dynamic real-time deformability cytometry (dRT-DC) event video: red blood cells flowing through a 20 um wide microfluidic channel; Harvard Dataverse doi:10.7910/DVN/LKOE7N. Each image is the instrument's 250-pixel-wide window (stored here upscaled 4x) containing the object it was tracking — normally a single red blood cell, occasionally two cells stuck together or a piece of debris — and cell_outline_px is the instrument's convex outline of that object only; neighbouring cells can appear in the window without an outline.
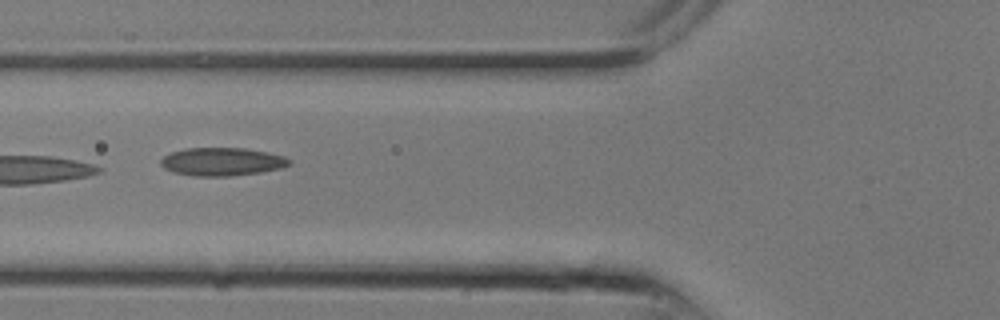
{"species": "common noctule bat (a hibernating species)", "species_latin": "Nyctalus noctula", "temperature_condition": "room temperature", "stored_images_in_passage": 20, "camera_frame_rate_fps": 3000, "um_per_image_px": 0.085, "animal": {"sex": "male", "body_mass_g": 13.3}, "frame": {"image": 1, "passage_image": 6, "time_ms": 1.667, "image_size_px": [1000, 320], "cell_outline_px": [[292, 164], [280, 168], [260, 172], [228, 176], [192, 176], [172, 172], [164, 168], [160, 164], [160, 160], [164, 156], [172, 152], [188, 148], [244, 148], [268, 152], [284, 156], [292, 160]], "centroid_in_image_um": [18.88, 13.74], "position_along_channel_um": 106.9, "area_um2": 21.1}}
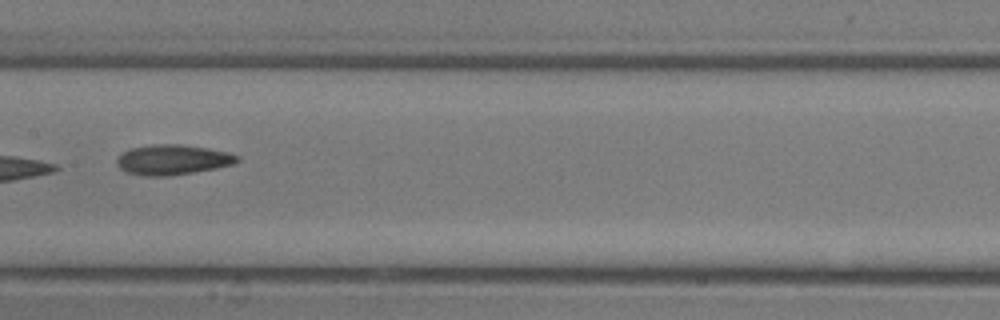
{"frame": {"image": 2, "passage_image": 9, "time_ms": 2.667, "image_size_px": [1000, 320], "cell_outline_px": [[240, 160], [232, 164], [216, 168], [168, 176], [144, 176], [128, 172], [120, 168], [116, 164], [116, 160], [124, 152], [132, 148], [152, 144], [180, 144], [208, 148], [228, 152], [240, 156]], "centroid_in_image_um": [14.69, 13.57], "position_along_channel_um": 192.7, "area_um2": 20.98}}